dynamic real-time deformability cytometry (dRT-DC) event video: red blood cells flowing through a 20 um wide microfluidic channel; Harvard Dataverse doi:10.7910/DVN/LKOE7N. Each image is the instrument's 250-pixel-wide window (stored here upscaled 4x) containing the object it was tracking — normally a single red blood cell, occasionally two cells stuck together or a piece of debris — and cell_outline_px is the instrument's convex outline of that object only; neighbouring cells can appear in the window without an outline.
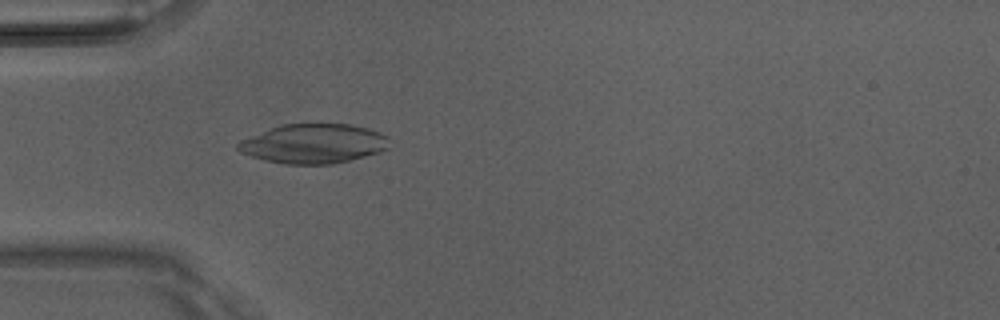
{"species": "Egyptian fruit bat (a non-hibernating species)", "species_latin": "Rousettus aegyptiacus", "temperature_condition": "room temperature", "stored_images_in_passage": 48, "camera_frame_rate_fps": 3000, "um_per_image_px": 0.085, "animal": {"sex": "male"}, "frame": {"image": 1, "passage_image": 14, "time_ms": 4.333, "image_size_px": [1000, 320], "cell_outline_px": [[388, 148], [380, 152], [332, 164], [284, 164], [264, 160], [240, 152], [236, 148], [236, 144], [240, 140], [280, 124], [352, 124], [368, 128], [380, 132], [388, 136]], "centroid_in_image_um": [26.64, 12.2], "position_along_channel_um": 58.4, "area_um2": 34.8}}
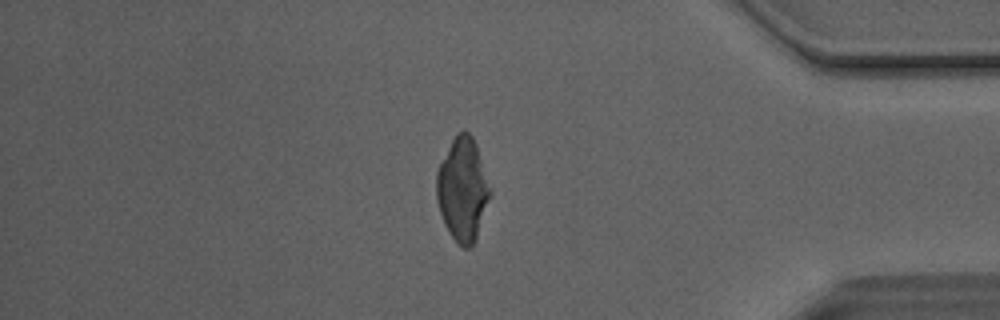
{"frame": {"image": 2, "passage_image": 41, "time_ms": 13.333, "image_size_px": [1000, 320], "cell_outline_px": [[492, 196], [476, 240], [468, 248], [464, 248], [448, 232], [444, 224], [436, 200], [436, 172], [456, 132], [468, 132], [472, 136], [476, 144], [492, 192]], "centroid_in_image_um": [39.34, 16.12], "position_along_channel_um": 395.9, "area_um2": 32.31}}
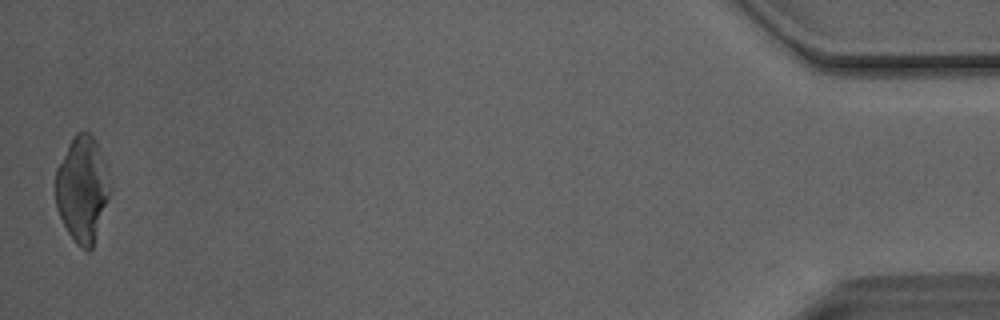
{"frame": {"image": 3, "passage_image": 48, "time_ms": 15.667, "image_size_px": [1000, 320], "cell_outline_px": [[112, 188], [92, 248], [88, 252], [80, 248], [76, 244], [68, 232], [56, 208], [56, 168], [76, 132], [88, 132], [96, 140]], "centroid_in_image_um": [6.99, 16.11], "position_along_channel_um": 428.2, "area_um2": 33.18}}